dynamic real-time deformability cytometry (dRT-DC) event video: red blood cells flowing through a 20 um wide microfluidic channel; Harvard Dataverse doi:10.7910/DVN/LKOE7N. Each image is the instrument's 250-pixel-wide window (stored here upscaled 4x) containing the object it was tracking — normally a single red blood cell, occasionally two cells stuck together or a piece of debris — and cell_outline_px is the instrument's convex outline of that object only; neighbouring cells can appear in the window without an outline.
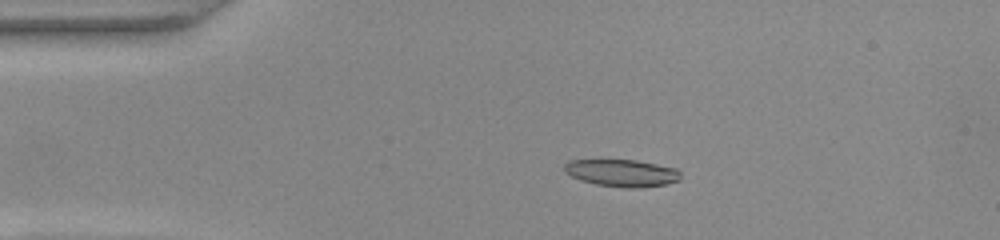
{"species": "common noctule bat (a hibernating species)", "species_latin": "Nyctalus noctula", "temperature_condition": "warm", "stored_images_in_passage": 49, "camera_frame_rate_fps": 3000, "um_per_image_px": 0.085, "animal": {"sex": "female", "body_mass_g": 22.0, "forearm_length_mm": 56.7}, "frame": {"image": 1, "passage_image": 8, "time_ms": 2.333, "image_size_px": [1000, 240], "cell_outline_px": [[680, 180], [668, 184], [640, 188], [624, 188], [596, 184], [580, 180], [564, 172], [564, 164], [568, 160], [636, 160], [676, 168], [680, 172]], "centroid_in_image_um": [52.87, 14.71], "position_along_channel_um": 32.1, "area_um2": 18.55}}
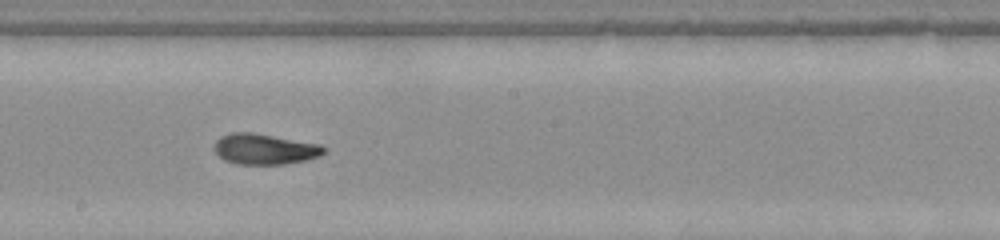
{"frame": {"image": 2, "passage_image": 26, "time_ms": 8.333, "image_size_px": [1000, 240], "cell_outline_px": [[328, 148], [320, 156], [304, 160], [284, 164], [236, 164], [224, 160], [216, 152], [216, 140], [220, 136], [232, 132], [252, 132], [320, 144]], "centroid_in_image_um": [22.51, 12.67], "position_along_channel_um": 225.7, "area_um2": 19.48}}
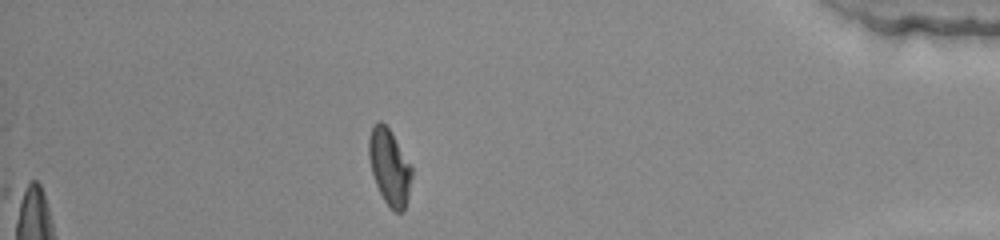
{"frame": {"image": 3, "passage_image": 43, "time_ms": 14.0, "image_size_px": [1000, 240], "cell_outline_px": [[412, 176], [408, 196], [404, 212], [396, 212], [384, 200], [376, 184], [372, 172], [368, 156], [368, 140], [372, 124], [376, 120], [380, 120], [388, 128], [412, 164]], "centroid_in_image_um": [33.1, 14.16], "position_along_channel_um": 402.1, "area_um2": 19.07}, "authors_computed_cell_mechanics": {"area_um2": 19.2474, "velocity_mm_per_s": 3.908, "shape_relaxation_time_tau1_ms": 6.3441, "shape_relaxation_time_tau2_ms": 1.8117, "deformation_change_tau1": 0.2097, "deformation_change_tau2": 0.0879}}